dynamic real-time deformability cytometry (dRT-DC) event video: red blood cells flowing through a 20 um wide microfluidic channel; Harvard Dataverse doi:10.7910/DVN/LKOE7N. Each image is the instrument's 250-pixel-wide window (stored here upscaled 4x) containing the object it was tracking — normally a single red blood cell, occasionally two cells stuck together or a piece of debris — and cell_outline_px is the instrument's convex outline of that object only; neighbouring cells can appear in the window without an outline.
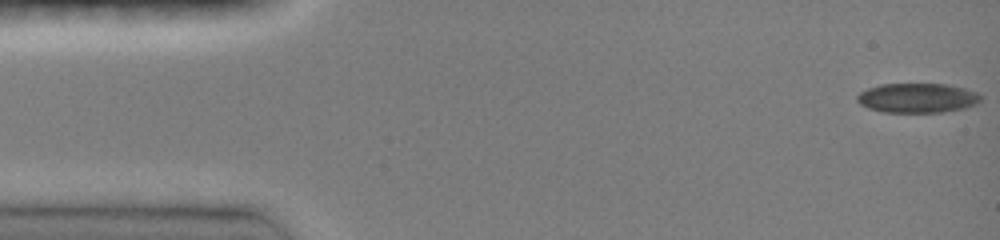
{"species": "common noctule bat (a hibernating species)", "species_latin": "Nyctalus noctula", "temperature_condition": "room temperature", "stored_images_in_passage": 51, "camera_frame_rate_fps": 3000, "um_per_image_px": 0.085, "animal": {"sex": "female", "body_mass_g": 19.0, "forearm_length_mm": 51.5}, "frame": {"image": 1, "passage_image": 1, "time_ms": 0.0, "image_size_px": [1000, 240], "cell_outline_px": [[980, 100], [976, 104], [964, 108], [940, 112], [884, 112], [868, 108], [860, 104], [856, 100], [856, 96], [860, 92], [868, 88], [880, 84], [948, 84], [964, 88], [976, 92], [980, 96]], "centroid_in_image_um": [77.94, 8.32], "position_along_channel_um": 7.1, "area_um2": 21.21}}
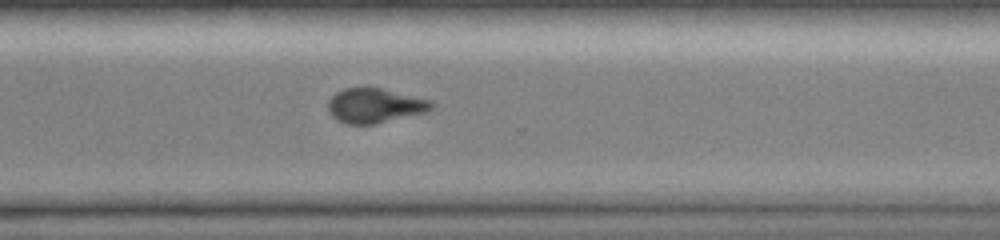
{"frame": {"image": 2, "passage_image": 38, "time_ms": 11.0, "image_size_px": [1000, 240], "cell_outline_px": [[436, 104], [428, 112], [376, 124], [348, 124], [336, 120], [328, 112], [328, 100], [336, 92], [344, 88], [380, 88], [432, 100]], "centroid_in_image_um": [31.88, 8.99], "position_along_channel_um": 338.7, "area_um2": 21.04}}
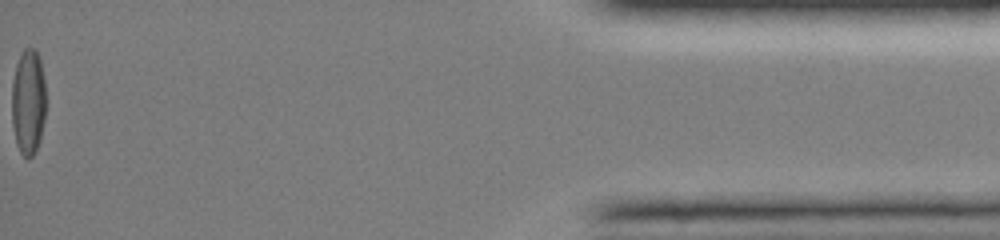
{"frame": {"image": 3, "passage_image": 51, "time_ms": 15.333, "image_size_px": [1000, 240], "cell_outline_px": [[44, 120], [40, 140], [36, 152], [28, 160], [20, 152], [16, 144], [12, 124], [12, 80], [16, 64], [20, 52], [24, 48], [36, 48], [40, 56], [44, 76]], "centroid_in_image_um": [2.39, 8.64], "position_along_channel_um": 432.8, "area_um2": 21.39}, "authors_computed_cell_mechanics": {"area_um2": 21.8484, "velocity_mm_per_s": 4.1189, "shape_relaxation_time_tau1_ms": 4.8117, "shape_relaxation_time_tau2_ms": 3.155, "deformation_change_tau1": 0.154, "deformation_change_tau2": 0.0824}}